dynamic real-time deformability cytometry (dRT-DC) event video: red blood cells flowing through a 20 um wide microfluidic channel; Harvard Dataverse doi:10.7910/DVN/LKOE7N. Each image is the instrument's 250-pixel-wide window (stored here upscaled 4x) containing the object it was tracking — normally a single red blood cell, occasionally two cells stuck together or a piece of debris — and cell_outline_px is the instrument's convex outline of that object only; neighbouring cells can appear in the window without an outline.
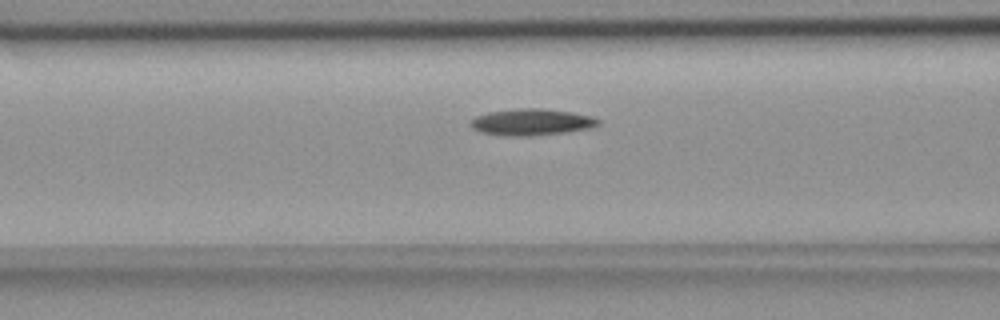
{"species": "common noctule bat (a hibernating species)", "species_latin": "Nyctalus noctula", "temperature_condition": "room temperature", "stored_images_in_passage": 33, "camera_frame_rate_fps": 3000, "um_per_image_px": 0.085, "animal": {"sex": "female", "body_mass_g": 18.4}, "frame": {"image": 1, "passage_image": 11, "time_ms": 3.333, "image_size_px": [1000, 320], "cell_outline_px": [[600, 124], [588, 128], [564, 132], [520, 136], [508, 136], [480, 132], [472, 128], [468, 124], [476, 116], [488, 112], [516, 108], [544, 108], [572, 112], [592, 116], [600, 120]], "centroid_in_image_um": [45.15, 10.36], "position_along_channel_um": 121.4, "area_um2": 19.65}}
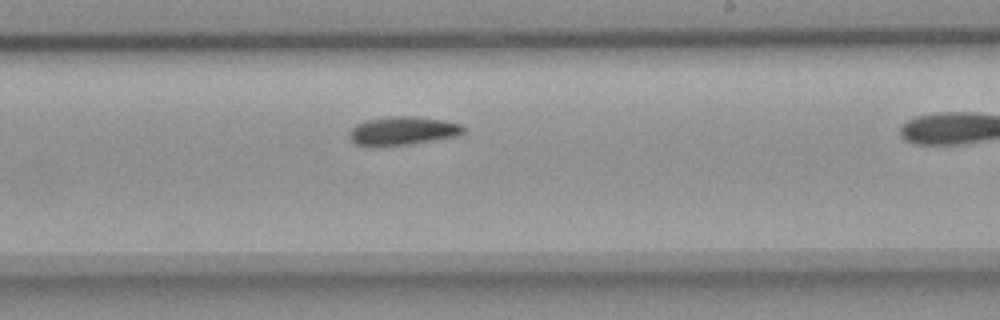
{"frame": {"image": 2, "passage_image": 22, "time_ms": 7.0, "image_size_px": [1000, 320], "cell_outline_px": [[468, 128], [464, 132], [456, 136], [408, 144], [356, 144], [348, 136], [348, 132], [356, 124], [368, 120], [388, 116], [412, 116], [444, 120], [460, 124]], "centroid_in_image_um": [34.28, 11.08], "position_along_channel_um": 254.7, "area_um2": 18.44}}
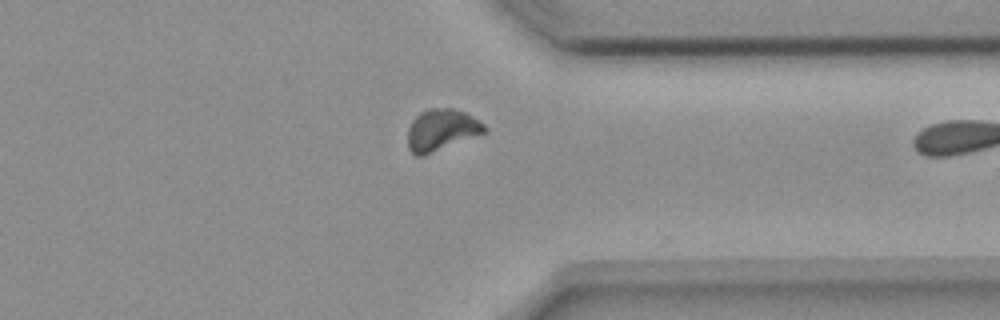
{"frame": {"image": 3, "passage_image": 32, "time_ms": 10.333, "image_size_px": [1000, 320], "cell_outline_px": [[488, 132], [424, 156], [416, 156], [408, 148], [408, 128], [412, 120], [420, 112], [428, 108], [452, 108], [464, 112], [472, 116], [484, 124], [488, 128]], "centroid_in_image_um": [37.54, 11.05], "position_along_channel_um": 373.9, "area_um2": 18.84}}